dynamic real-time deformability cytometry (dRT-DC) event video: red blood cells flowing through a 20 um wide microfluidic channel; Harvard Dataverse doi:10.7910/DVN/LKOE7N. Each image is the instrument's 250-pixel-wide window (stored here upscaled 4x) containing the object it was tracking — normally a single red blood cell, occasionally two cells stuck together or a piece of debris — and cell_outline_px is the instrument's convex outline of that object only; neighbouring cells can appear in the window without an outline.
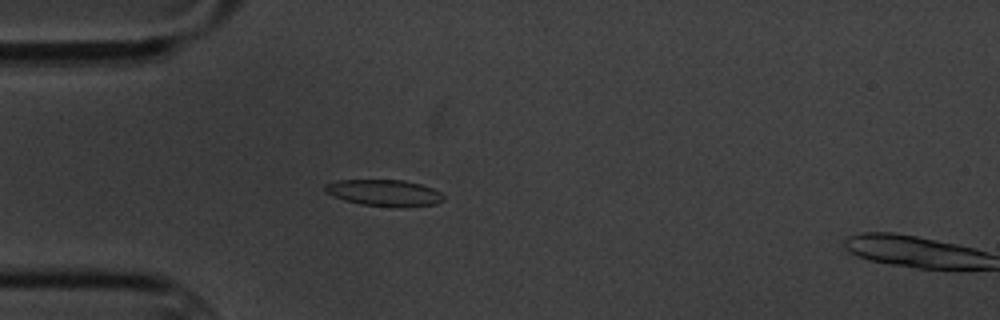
{"species": "common noctule bat (a hibernating species)", "species_latin": "Nyctalus noctula", "temperature_condition": "cold", "stored_images_in_passage": 6, "camera_frame_rate_fps": 3000, "um_per_image_px": 0.085, "animal": {"sex": "male", "body_mass_g": 20.1, "forearm_length_mm": 53.5}, "frame": {"image": 1, "passage_image": 5, "time_ms": 4.667, "image_size_px": [1000, 320], "cell_outline_px": [[444, 200], [436, 204], [396, 208], [360, 204], [344, 200], [332, 196], [324, 192], [324, 184], [336, 180], [404, 180], [420, 184], [432, 188], [440, 192], [444, 196]], "centroid_in_image_um": [32.64, 16.4], "position_along_channel_um": 52.4, "area_um2": 18.55}}